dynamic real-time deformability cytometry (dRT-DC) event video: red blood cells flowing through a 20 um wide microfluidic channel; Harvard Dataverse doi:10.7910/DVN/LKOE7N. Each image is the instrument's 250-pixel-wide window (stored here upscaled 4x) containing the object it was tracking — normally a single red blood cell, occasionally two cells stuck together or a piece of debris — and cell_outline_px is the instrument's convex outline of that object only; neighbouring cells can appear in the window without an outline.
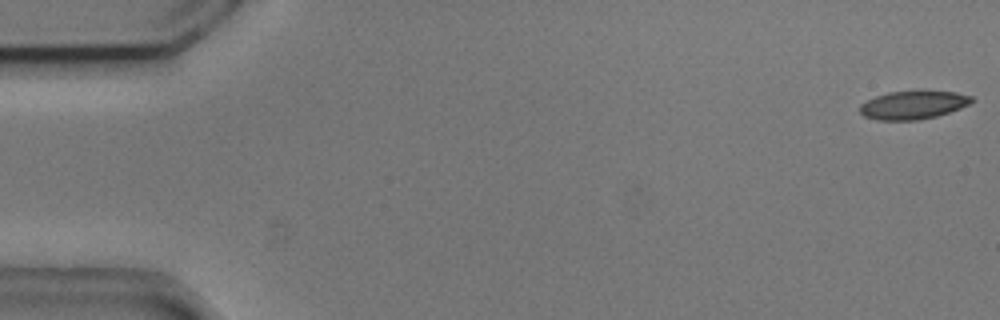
{"species": "common noctule bat (a hibernating species)", "species_latin": "Nyctalus noctula", "temperature_condition": "cold", "stored_images_in_passage": 55, "camera_frame_rate_fps": 3000, "um_per_image_px": 0.085, "animal": {"sex": "male", "body_mass_g": 20.5, "forearm_length_mm": 52.5}, "frame": {"image": 1, "passage_image": 1, "time_ms": 0.0, "image_size_px": [1000, 320], "cell_outline_px": [[976, 100], [960, 108], [936, 116], [920, 120], [876, 120], [864, 116], [860, 112], [860, 104], [876, 96], [888, 92], [956, 92], [972, 96]], "centroid_in_image_um": [77.61, 8.94], "position_along_channel_um": 7.4, "area_um2": 18.15}}
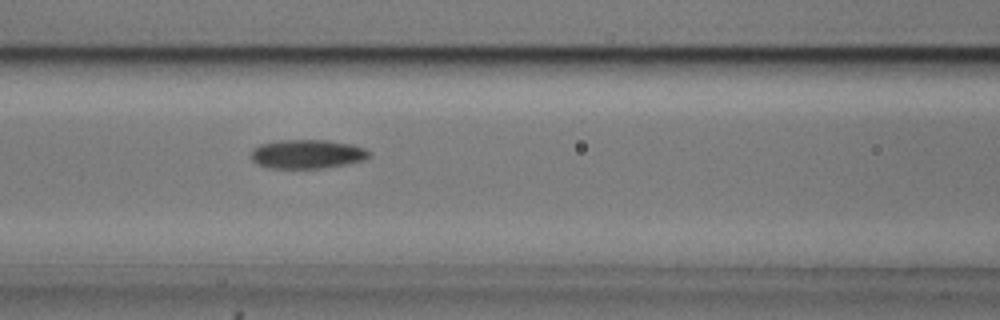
{"frame": {"image": 2, "passage_image": 23, "time_ms": 7.333, "image_size_px": [1000, 320], "cell_outline_px": [[372, 156], [364, 160], [344, 164], [320, 168], [268, 168], [256, 164], [252, 160], [252, 148], [260, 144], [280, 140], [328, 140], [352, 144], [364, 148], [372, 152]], "centroid_in_image_um": [26.12, 13.09], "position_along_channel_um": 140.5, "area_um2": 20.06}}
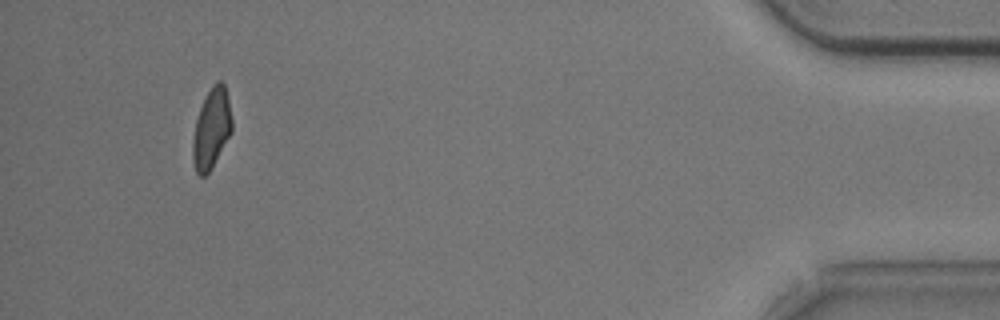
{"frame": {"image": 3, "passage_image": 51, "time_ms": 16.667, "image_size_px": [1000, 320], "cell_outline_px": [[232, 132], [208, 172], [204, 176], [200, 176], [196, 172], [192, 160], [192, 140], [196, 120], [200, 108], [212, 84], [216, 80], [220, 80], [224, 84], [228, 100], [232, 120]], "centroid_in_image_um": [17.96, 10.92], "position_along_channel_um": 417.2, "area_um2": 18.03}, "authors_computed_cell_mechanics": {"area_um2": 19.2474, "velocity_mm_per_s": 3.7239, "shape_relaxation_time_tau1_ms": 9.6606, "shape_relaxation_time_tau2_ms": 5.5818, "deformation_change_tau1": 0.1924, "deformation_change_tau2": 0.1266}}